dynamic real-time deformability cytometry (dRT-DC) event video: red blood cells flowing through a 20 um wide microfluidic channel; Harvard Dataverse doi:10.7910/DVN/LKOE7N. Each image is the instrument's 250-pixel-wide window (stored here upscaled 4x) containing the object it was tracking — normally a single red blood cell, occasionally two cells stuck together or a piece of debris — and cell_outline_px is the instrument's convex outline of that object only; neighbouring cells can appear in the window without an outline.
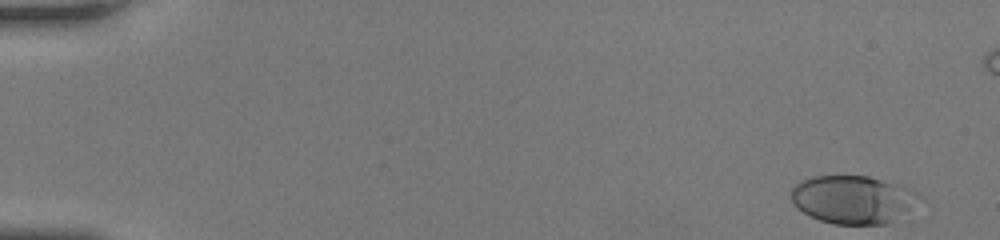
{"species": "human", "species_latin": "Homo sapiens", "temperature_condition": "room temperature", "stored_images_in_passage": 47, "camera_frame_rate_fps": 3000, "um_per_image_px": 0.085, "donor": {"sex": "female"}, "frame": {"image": 1, "passage_image": 1, "time_ms": 0.0, "image_size_px": [1000, 240], "cell_outline_px": [[896, 188], [892, 220], [888, 224], [832, 224], [808, 216], [796, 208], [792, 200], [792, 188], [800, 180], [812, 176], [868, 176], [880, 180]], "centroid_in_image_um": [71.86, 16.96], "position_along_channel_um": 13.1, "area_um2": 31.39}}
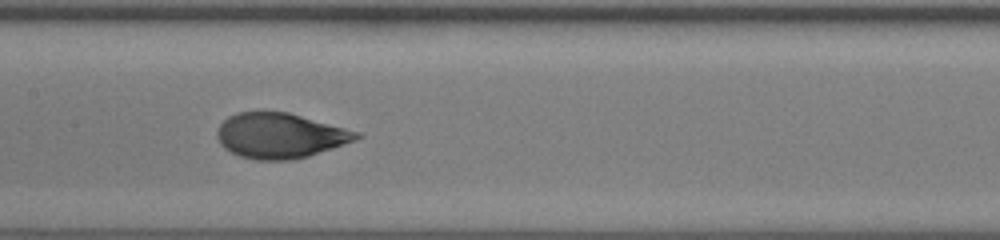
{"frame": {"image": 2, "passage_image": 25, "time_ms": 8.0, "image_size_px": [1000, 240], "cell_outline_px": [[364, 136], [356, 140], [308, 156], [292, 160], [256, 160], [240, 156], [224, 148], [220, 144], [216, 136], [216, 132], [220, 124], [228, 116], [236, 112], [288, 112], [360, 132]], "centroid_in_image_um": [23.79, 11.53], "position_along_channel_um": 183.6, "area_um2": 36.65}}
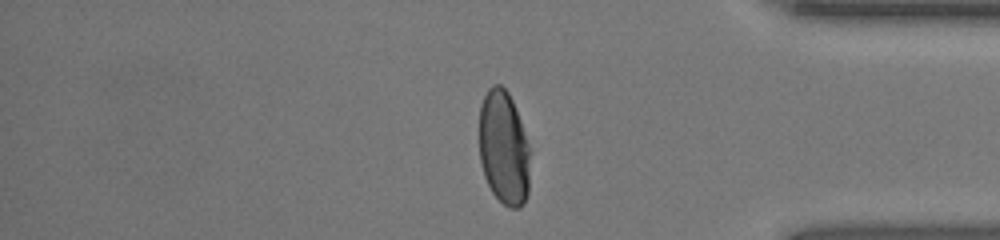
{"frame": {"image": 3, "passage_image": 41, "time_ms": 13.333, "image_size_px": [1000, 240], "cell_outline_px": [[528, 192], [524, 204], [520, 208], [508, 208], [492, 192], [484, 176], [480, 160], [480, 104], [488, 88], [492, 84], [500, 84], [508, 92], [512, 100], [520, 120], [528, 148]], "centroid_in_image_um": [42.79, 12.57], "position_along_channel_um": 392.4, "area_um2": 33.47}}